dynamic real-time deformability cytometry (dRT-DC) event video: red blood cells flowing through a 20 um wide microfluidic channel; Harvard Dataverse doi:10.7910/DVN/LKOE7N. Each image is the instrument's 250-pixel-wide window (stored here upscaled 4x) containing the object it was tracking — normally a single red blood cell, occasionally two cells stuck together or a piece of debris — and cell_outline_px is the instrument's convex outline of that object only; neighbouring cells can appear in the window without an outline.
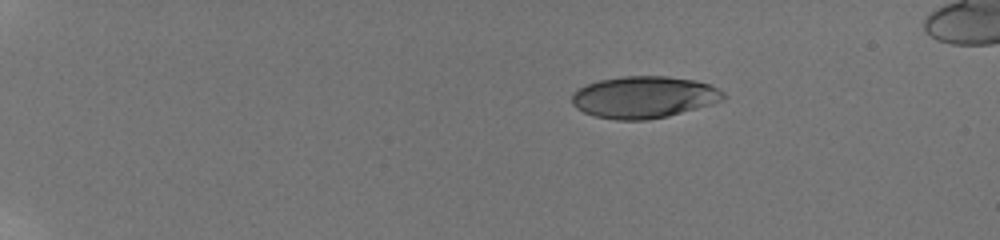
{"species": "human", "species_latin": "Homo sapiens", "temperature_condition": "room temperature", "stored_images_in_passage": 47, "camera_frame_rate_fps": 3000, "um_per_image_px": 0.085, "donor": {"sex": "male"}, "frame": {"image": 1, "passage_image": 1, "time_ms": 0.0, "image_size_px": [1000, 240], "cell_outline_px": [[728, 96], [724, 100], [712, 104], [668, 116], [648, 120], [616, 120], [596, 116], [584, 112], [576, 108], [572, 104], [572, 92], [588, 84], [600, 80], [624, 76], [668, 76], [696, 80], [708, 84], [724, 92]], "centroid_in_image_um": [54.76, 8.26], "position_along_channel_um": 30.2, "area_um2": 37.05}}
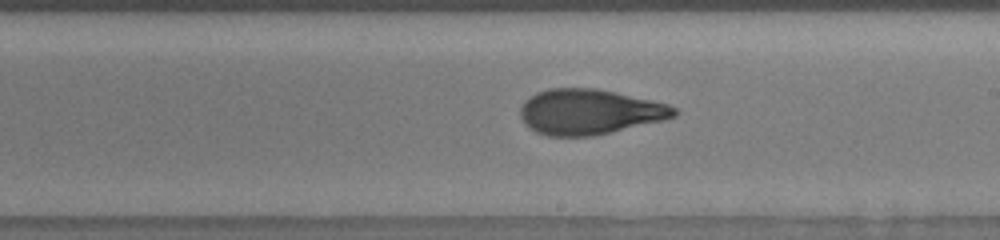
{"frame": {"image": 2, "passage_image": 27, "time_ms": 8.667, "image_size_px": [1000, 240], "cell_outline_px": [[676, 116], [664, 120], [596, 136], [548, 136], [536, 132], [528, 128], [524, 124], [520, 116], [520, 108], [536, 92], [548, 88], [596, 88], [668, 104], [676, 108]], "centroid_in_image_um": [50.09, 9.52], "position_along_channel_um": 238.9, "area_um2": 40.58}}
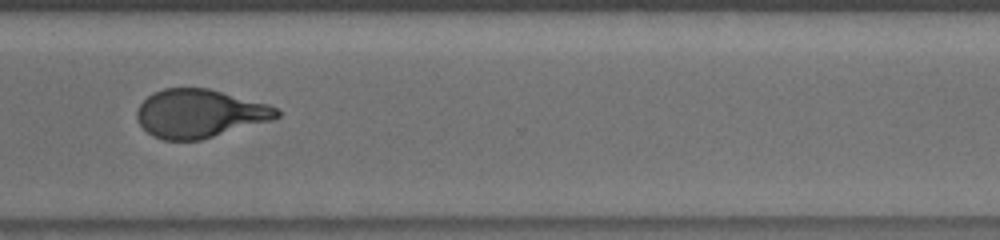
{"frame": {"image": 3, "passage_image": 36, "time_ms": 11.667, "image_size_px": [1000, 240], "cell_outline_px": [[280, 116], [272, 120], [200, 140], [164, 140], [152, 136], [136, 120], [136, 112], [140, 104], [148, 96], [164, 88], [208, 88], [268, 104], [280, 108]], "centroid_in_image_um": [16.98, 9.65], "position_along_channel_um": 353.6, "area_um2": 39.3}, "authors_computed_cell_mechanics": {"area_um2": 39.4774, "velocity_mm_per_s": 3.8311, "shape_relaxation_time_tau1_ms": 4.7013, "shape_relaxation_time_tau2_ms": 1.3389, "deformation_change_tau1": 0.2154, "deformation_change_tau2": 0.0786}}